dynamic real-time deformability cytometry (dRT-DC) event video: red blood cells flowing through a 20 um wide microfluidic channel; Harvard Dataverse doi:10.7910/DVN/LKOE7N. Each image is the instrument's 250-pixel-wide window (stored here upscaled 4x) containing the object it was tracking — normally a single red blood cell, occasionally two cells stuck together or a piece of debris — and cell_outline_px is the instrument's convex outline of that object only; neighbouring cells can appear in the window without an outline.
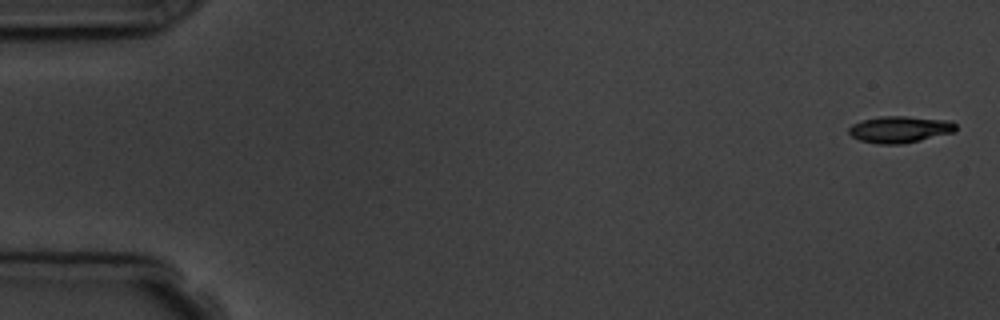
{"species": "common noctule bat (a hibernating species)", "species_latin": "Nyctalus noctula", "temperature_condition": "room temperature", "stored_images_in_passage": 11, "camera_frame_rate_fps": 3000, "um_per_image_px": 0.085, "animal": {"sex": "male", "body_mass_g": 19.5, "forearm_length_mm": 54.6}, "frame": {"image": 1, "passage_image": 1, "time_ms": 0.0, "image_size_px": [1000, 320], "cell_outline_px": [[956, 132], [920, 140], [900, 144], [880, 144], [860, 140], [852, 136], [848, 132], [848, 128], [852, 124], [860, 120], [880, 116], [908, 116], [952, 120], [956, 124]], "centroid_in_image_um": [76.5, 10.98], "position_along_channel_um": 8.5, "area_um2": 16.82}}
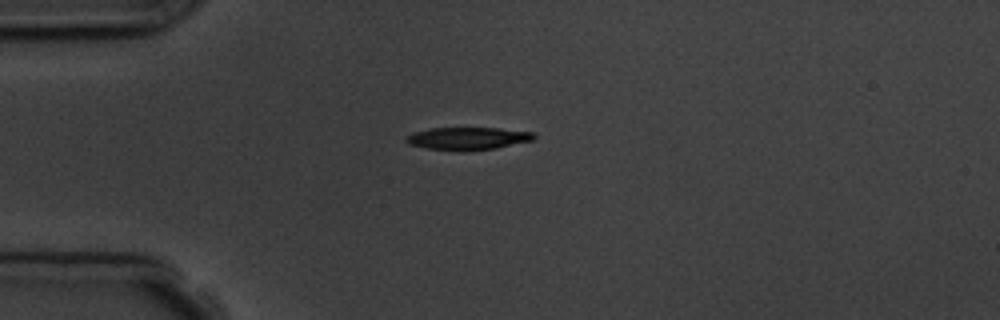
{"frame": {"image": 2, "passage_image": 4, "time_ms": 4.333, "image_size_px": [1000, 320], "cell_outline_px": [[536, 136], [532, 140], [496, 148], [464, 152], [460, 152], [424, 148], [408, 144], [404, 140], [404, 136], [412, 132], [432, 128], [496, 128], [532, 132]], "centroid_in_image_um": [39.67, 11.78], "position_along_channel_um": 45.3, "area_um2": 17.11}}
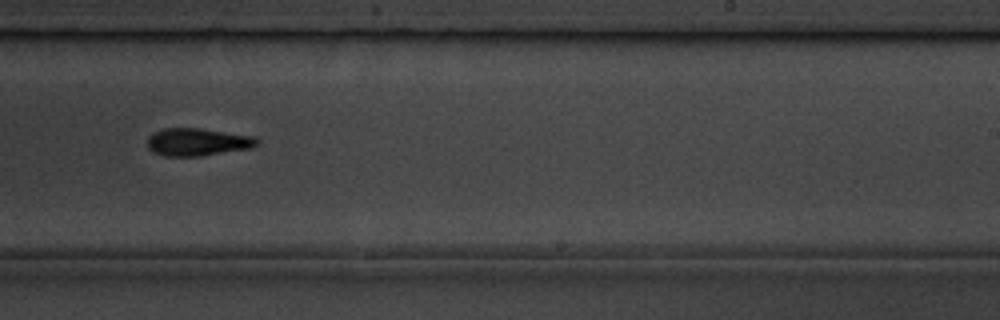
{"frame": {"image": 3, "passage_image": 10, "time_ms": 11.0, "image_size_px": [1000, 320], "cell_outline_px": [[260, 144], [252, 148], [200, 156], [164, 156], [152, 152], [148, 148], [148, 136], [152, 132], [164, 128], [200, 128], [256, 136], [260, 140]], "centroid_in_image_um": [16.82, 12.06], "position_along_channel_um": 272.2, "area_um2": 17.98}}